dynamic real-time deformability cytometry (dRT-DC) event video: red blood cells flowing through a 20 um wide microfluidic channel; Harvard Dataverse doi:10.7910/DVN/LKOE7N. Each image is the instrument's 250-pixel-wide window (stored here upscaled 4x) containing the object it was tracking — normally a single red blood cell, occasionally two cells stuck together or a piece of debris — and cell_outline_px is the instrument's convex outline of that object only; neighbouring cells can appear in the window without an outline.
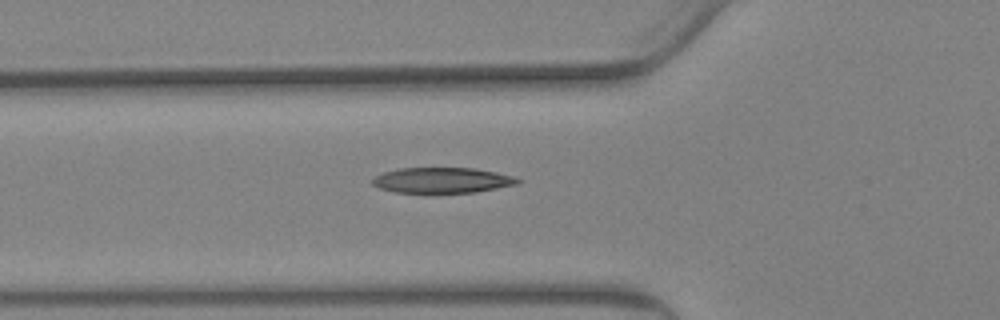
{"species": "Egyptian fruit bat (a non-hibernating species)", "species_latin": "Rousettus aegyptiacus", "temperature_condition": "warm", "stored_images_in_passage": 61, "camera_frame_rate_fps": 3000, "um_per_image_px": 0.085, "animal": {"sex": "female"}, "frame": {"image": 1, "passage_image": 22, "time_ms": 7.0, "image_size_px": [1000, 320], "cell_outline_px": [[524, 180], [516, 184], [476, 192], [396, 192], [380, 188], [372, 184], [372, 180], [376, 176], [384, 172], [400, 168], [476, 168], [516, 176]], "centroid_in_image_um": [37.64, 15.31], "position_along_channel_um": 88.2, "area_um2": 21.44}}
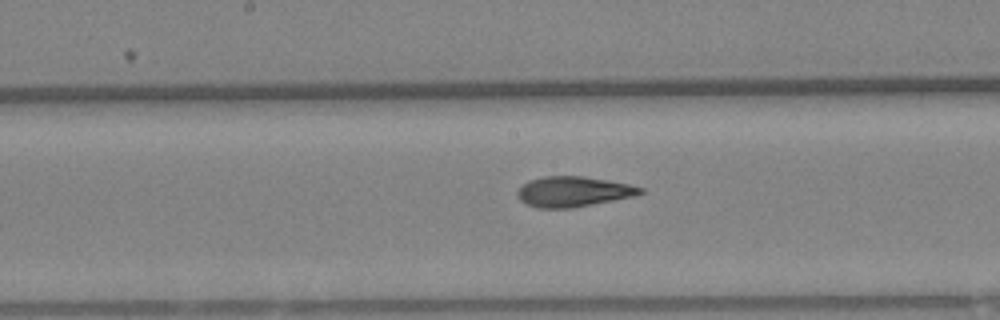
{"frame": {"image": 2, "passage_image": 32, "time_ms": 10.333, "image_size_px": [1000, 320], "cell_outline_px": [[644, 192], [636, 196], [568, 208], [540, 208], [528, 204], [520, 200], [516, 192], [528, 180], [544, 176], [584, 176], [608, 180], [628, 184], [644, 188]], "centroid_in_image_um": [48.74, 16.27], "position_along_channel_um": 199.5, "area_um2": 21.5}}
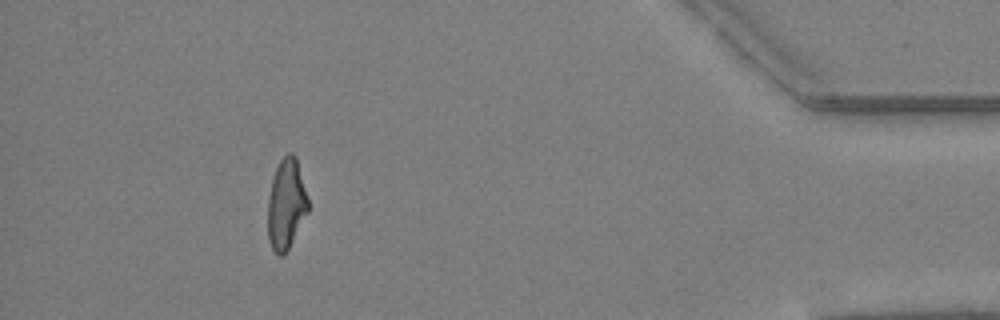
{"frame": {"image": 3, "passage_image": 56, "time_ms": 18.333, "image_size_px": [1000, 320], "cell_outline_px": [[308, 212], [284, 256], [276, 256], [268, 240], [268, 200], [272, 180], [276, 168], [280, 160], [288, 152], [292, 152], [296, 156], [308, 200]], "centroid_in_image_um": [24.32, 17.38], "position_along_channel_um": 410.9, "area_um2": 21.15}, "authors_computed_cell_mechanics": {"area_um2": 21.7328, "velocity_mm_per_s": 3.3435, "shape_relaxation_time_tau1_ms": null, "shape_relaxation_time_tau2_ms": 2.1274, "deformation_change_tau1": null, "deformation_change_tau2": 0.1079}}